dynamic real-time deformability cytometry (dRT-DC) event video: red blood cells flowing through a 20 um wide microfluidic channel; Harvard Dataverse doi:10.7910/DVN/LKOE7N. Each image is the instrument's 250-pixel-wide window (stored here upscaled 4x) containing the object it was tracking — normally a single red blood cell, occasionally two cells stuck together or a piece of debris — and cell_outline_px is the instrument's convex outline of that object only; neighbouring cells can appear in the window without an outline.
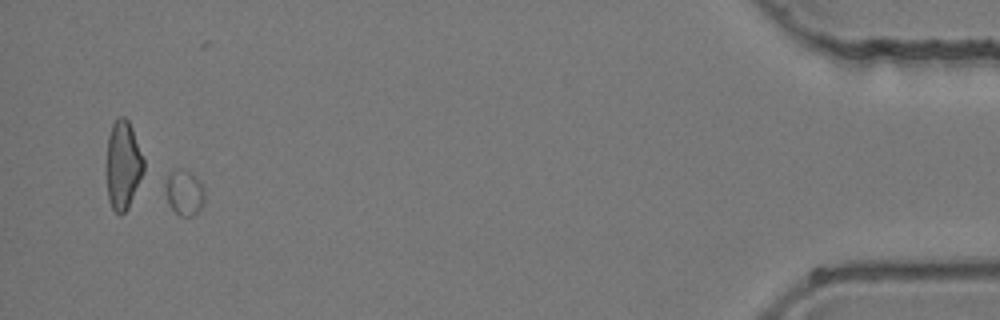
{"species": "common noctule bat (a hibernating species)", "species_latin": "Nyctalus noctula", "temperature_condition": "room temperature", "stored_images_in_passage": 45, "camera_frame_rate_fps": 3000, "um_per_image_px": 0.085, "animal": {"sex": "female", "body_mass_g": 24.6, "forearm_length_mm": 56.2}, "frame": {"image": 1, "passage_image": 43, "time_ms": 14.0, "image_size_px": [1000, 320], "cell_outline_px": [[204, 204], [192, 216], [180, 216], [168, 204], [164, 184], [168, 172], [192, 172], [200, 180], [204, 188]], "centroid_in_image_um": [15.67, 16.39], "position_along_channel_um": 419.5, "area_um2": 10.29}}